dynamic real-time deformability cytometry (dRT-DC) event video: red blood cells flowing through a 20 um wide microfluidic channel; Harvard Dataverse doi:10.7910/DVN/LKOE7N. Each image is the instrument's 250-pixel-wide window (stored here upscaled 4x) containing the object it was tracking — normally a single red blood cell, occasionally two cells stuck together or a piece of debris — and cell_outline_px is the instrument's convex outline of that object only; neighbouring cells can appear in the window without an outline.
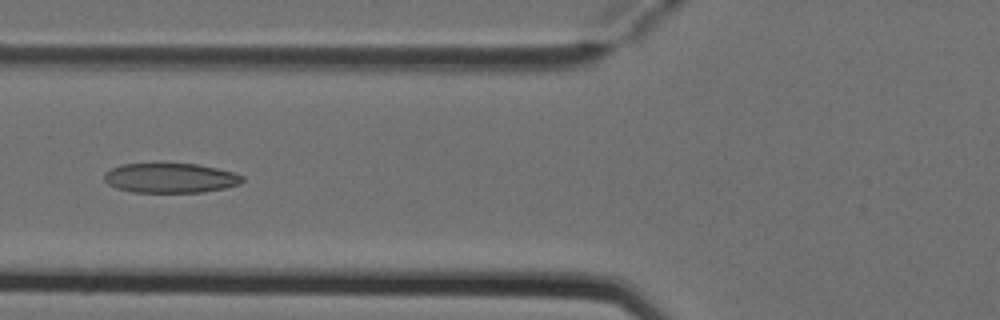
{"species": "Egyptian fruit bat (a non-hibernating species)", "species_latin": "Rousettus aegyptiacus", "temperature_condition": "cold", "stored_images_in_passage": 6, "camera_frame_rate_fps": 3000, "um_per_image_px": 0.085, "animal": {"sex": "female"}, "frame": {"image": 1, "passage_image": 6, "time_ms": 1.667, "image_size_px": [1000, 320], "cell_outline_px": [[244, 180], [240, 184], [224, 188], [200, 192], [132, 192], [116, 188], [108, 184], [104, 180], [104, 172], [120, 164], [196, 164], [216, 168], [232, 172], [244, 176]], "centroid_in_image_um": [14.46, 15.13], "position_along_channel_um": 111.3, "area_um2": 23.81}}